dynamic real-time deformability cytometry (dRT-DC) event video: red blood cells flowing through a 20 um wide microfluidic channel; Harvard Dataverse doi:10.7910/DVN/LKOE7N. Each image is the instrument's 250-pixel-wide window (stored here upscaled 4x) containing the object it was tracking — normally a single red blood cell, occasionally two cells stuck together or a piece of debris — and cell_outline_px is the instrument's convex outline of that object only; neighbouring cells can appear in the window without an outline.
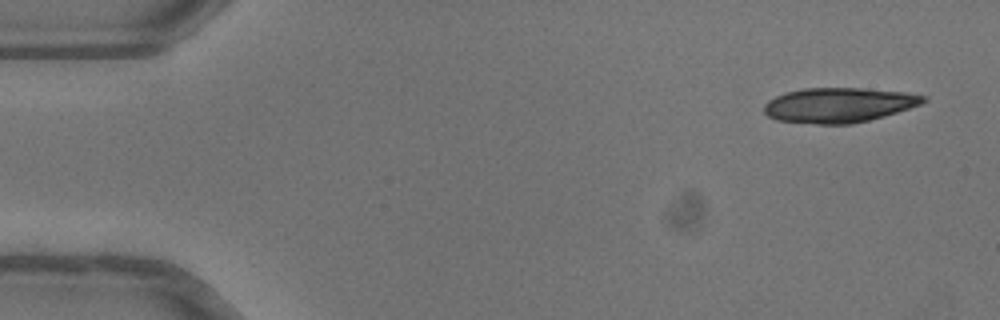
{"species": "common noctule bat (a hibernating species)", "species_latin": "Nyctalus noctula", "temperature_condition": "warm", "stored_images_in_passage": 49, "segment_of_instrument_passage": [1, 2], "camera_frame_rate_fps": 3000, "um_per_image_px": 0.085, "animal": {"sex": "female"}, "frame": {"image": 1, "passage_image": 1, "time_ms": 0.0, "image_size_px": [1000, 320], "cell_outline_px": [[924, 100], [920, 104], [896, 112], [868, 120], [848, 124], [820, 124], [780, 120], [768, 116], [764, 112], [764, 108], [776, 96], [788, 92], [808, 88], [856, 88], [900, 92], [924, 96]], "centroid_in_image_um": [71.27, 8.93], "position_along_channel_um": 13.7, "area_um2": 31.21}}
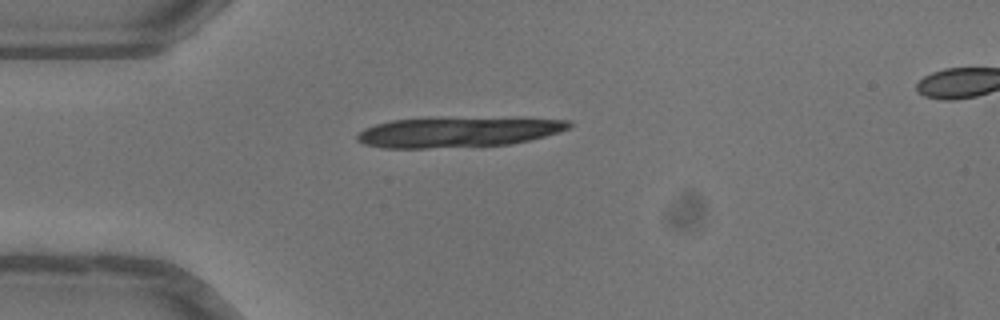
{"frame": {"image": 2, "passage_image": 11, "time_ms": 3.333, "image_size_px": [1000, 320], "cell_outline_px": [[572, 124], [568, 128], [544, 136], [528, 140], [508, 144], [424, 148], [388, 148], [368, 144], [360, 140], [356, 136], [360, 132], [376, 124], [392, 120], [568, 120]], "centroid_in_image_um": [38.85, 11.27], "position_along_channel_um": 46.1, "area_um2": 34.51}}